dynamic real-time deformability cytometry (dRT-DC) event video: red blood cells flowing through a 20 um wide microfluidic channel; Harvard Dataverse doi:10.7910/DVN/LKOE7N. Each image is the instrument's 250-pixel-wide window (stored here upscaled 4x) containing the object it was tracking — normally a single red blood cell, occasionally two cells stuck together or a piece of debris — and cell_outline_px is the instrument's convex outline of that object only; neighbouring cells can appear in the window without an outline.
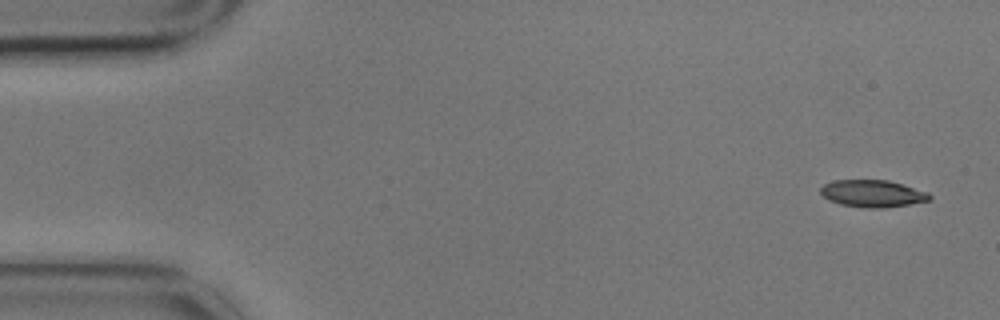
{"species": "common noctule bat (a hibernating species)", "species_latin": "Nyctalus noctula", "temperature_condition": "cold", "stored_images_in_passage": 4, "camera_frame_rate_fps": 3000, "um_per_image_px": 0.085, "animal": {"sex": "male", "body_mass_g": 17.9}, "frame": {"image": 1, "passage_image": 1, "time_ms": 0.0, "image_size_px": [1000, 320], "cell_outline_px": [[932, 200], [884, 208], [864, 208], [840, 204], [828, 200], [820, 192], [820, 188], [824, 184], [836, 180], [888, 180], [928, 192], [932, 196]], "centroid_in_image_um": [74.17, 16.46], "position_along_channel_um": 10.8, "area_um2": 17.22}}
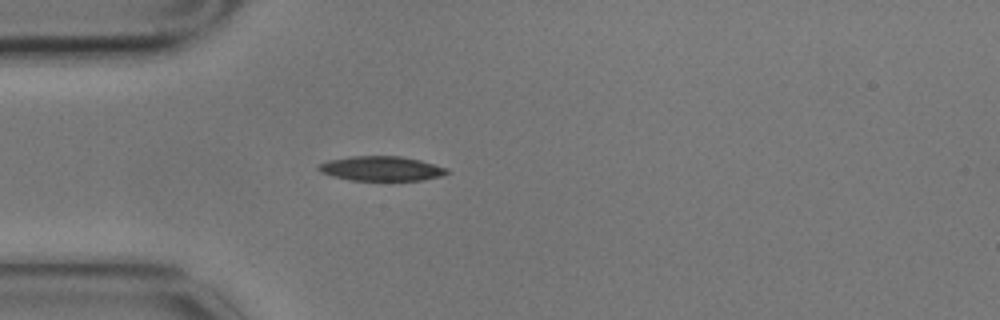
{"frame": {"image": 2, "passage_image": 4, "time_ms": 1.0, "image_size_px": [1000, 320], "cell_outline_px": [[448, 172], [440, 176], [424, 180], [348, 180], [332, 176], [320, 172], [316, 168], [320, 164], [328, 160], [348, 156], [400, 156], [420, 160], [448, 168]], "centroid_in_image_um": [32.38, 14.32], "position_along_channel_um": 52.6, "area_um2": 18.44}}